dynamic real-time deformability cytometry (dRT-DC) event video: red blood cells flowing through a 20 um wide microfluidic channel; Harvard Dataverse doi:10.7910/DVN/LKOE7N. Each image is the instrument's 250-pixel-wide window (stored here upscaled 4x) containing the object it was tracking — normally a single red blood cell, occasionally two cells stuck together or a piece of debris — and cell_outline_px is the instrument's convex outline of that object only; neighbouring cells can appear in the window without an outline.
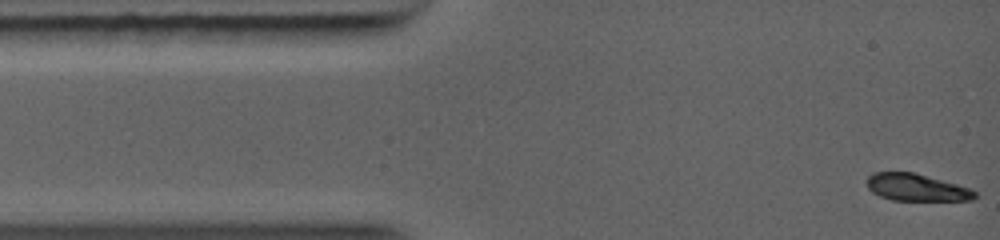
{"species": "common noctule bat (a hibernating species)", "species_latin": "Nyctalus noctula", "temperature_condition": "warm", "stored_images_in_passage": 27, "camera_frame_rate_fps": 5000, "um_per_image_px": 0.085, "animal": {"sex": "female", "body_mass_g": 19.0, "forearm_length_mm": 56.7}, "frame": {"image": 1, "passage_image": 1, "time_ms": 0.0, "image_size_px": [1000, 240], "cell_outline_px": [[976, 196], [964, 200], [896, 200], [884, 196], [876, 192], [868, 184], [868, 176], [876, 172], [912, 172], [968, 188], [976, 192]], "centroid_in_image_um": [77.91, 15.92], "position_along_channel_um": 7.1, "area_um2": 16.07}}
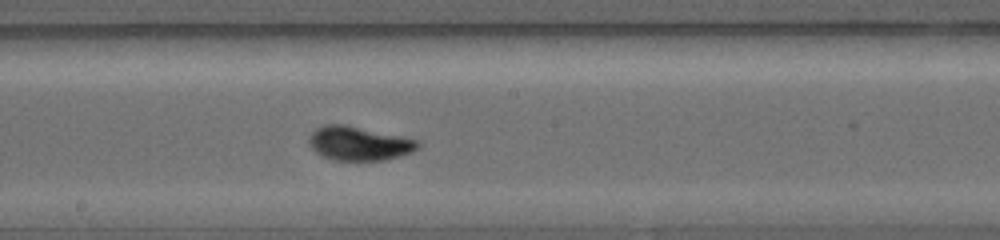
{"frame": {"image": 2, "passage_image": 16, "time_ms": 5.8, "image_size_px": [1000, 240], "cell_outline_px": [[416, 144], [412, 148], [404, 152], [392, 156], [376, 160], [344, 160], [332, 156], [316, 148], [312, 140], [312, 136], [320, 128], [328, 124], [344, 124], [412, 140]], "centroid_in_image_um": [30.48, 12.16], "position_along_channel_um": 217.7, "area_um2": 18.73}}
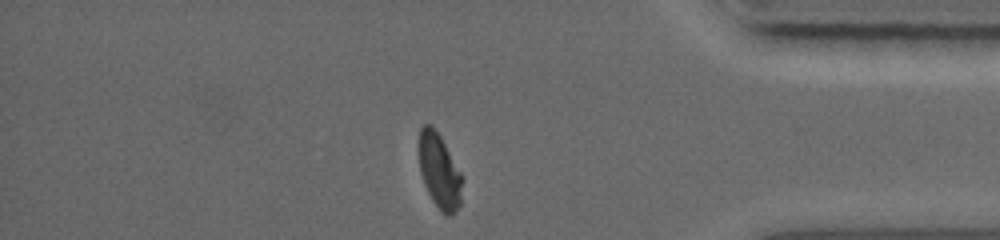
{"frame": {"image": 3, "passage_image": 27, "time_ms": 10.0, "image_size_px": [1000, 240], "cell_outline_px": [[460, 204], [448, 216], [432, 200], [424, 184], [420, 168], [420, 128], [424, 124], [432, 124], [440, 136], [460, 172]], "centroid_in_image_um": [37.32, 14.49], "position_along_channel_um": 397.9, "area_um2": 17.86}}